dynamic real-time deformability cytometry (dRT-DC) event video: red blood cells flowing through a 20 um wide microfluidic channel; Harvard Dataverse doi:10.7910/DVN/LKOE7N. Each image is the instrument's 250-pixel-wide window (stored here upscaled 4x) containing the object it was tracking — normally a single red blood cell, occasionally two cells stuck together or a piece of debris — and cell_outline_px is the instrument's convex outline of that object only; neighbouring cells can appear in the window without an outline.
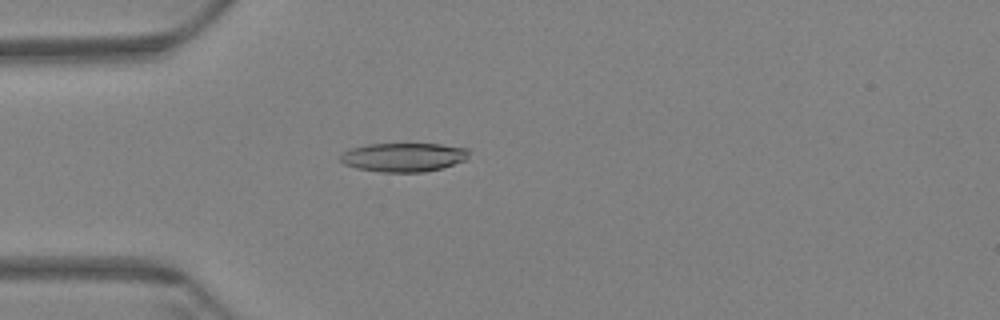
{"species": "Egyptian fruit bat (a non-hibernating species)", "species_latin": "Rousettus aegyptiacus", "temperature_condition": "warm", "stored_images_in_passage": 61, "camera_frame_rate_fps": 3000, "um_per_image_px": 0.085, "animal": {"sex": "female"}, "frame": {"image": 1, "passage_image": 18, "time_ms": 5.667, "image_size_px": [1000, 320], "cell_outline_px": [[468, 160], [440, 168], [424, 172], [380, 172], [356, 168], [344, 164], [340, 160], [340, 156], [344, 152], [352, 148], [368, 144], [440, 144], [468, 148]], "centroid_in_image_um": [34.32, 13.36], "position_along_channel_um": 50.7, "area_um2": 21.62}}
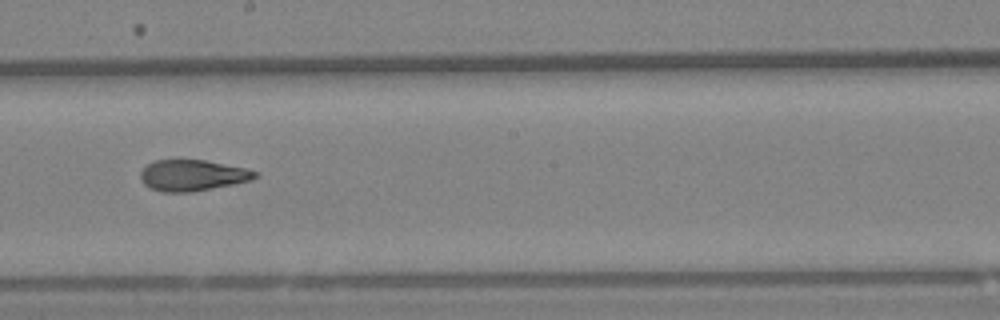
{"frame": {"image": 2, "passage_image": 35, "time_ms": 11.333, "image_size_px": [1000, 320], "cell_outline_px": [[260, 172], [252, 180], [192, 192], [160, 192], [148, 188], [140, 180], [140, 172], [148, 164], [156, 160], [204, 160], [244, 168]], "centroid_in_image_um": [16.32, 14.91], "position_along_channel_um": 231.9, "area_um2": 20.69}}
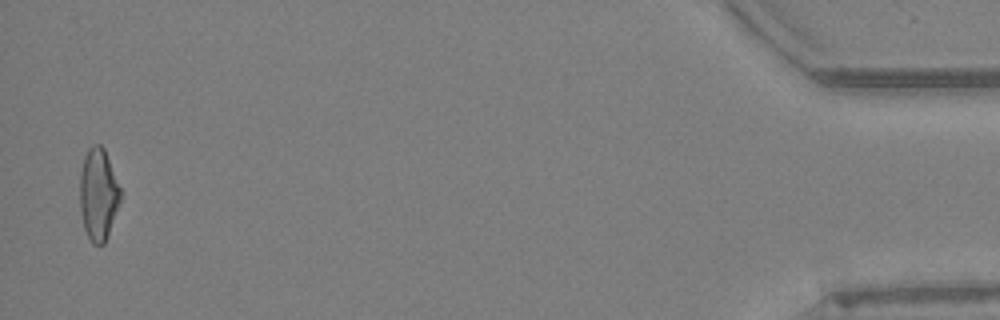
{"frame": {"image": 3, "passage_image": 60, "time_ms": 19.667, "image_size_px": [1000, 320], "cell_outline_px": [[120, 200], [104, 244], [92, 244], [84, 228], [80, 212], [80, 172], [84, 156], [88, 148], [92, 144], [100, 144], [104, 148], [120, 188]], "centroid_in_image_um": [8.33, 16.49], "position_along_channel_um": 426.9, "area_um2": 21.5}, "authors_computed_cell_mechanics": {"area_um2": 21.5594, "velocity_mm_per_s": 3.4061, "shape_relaxation_time_tau1_ms": null, "shape_relaxation_time_tau2_ms": 2.7464, "deformation_change_tau1": null, "deformation_change_tau2": 0.1056}}